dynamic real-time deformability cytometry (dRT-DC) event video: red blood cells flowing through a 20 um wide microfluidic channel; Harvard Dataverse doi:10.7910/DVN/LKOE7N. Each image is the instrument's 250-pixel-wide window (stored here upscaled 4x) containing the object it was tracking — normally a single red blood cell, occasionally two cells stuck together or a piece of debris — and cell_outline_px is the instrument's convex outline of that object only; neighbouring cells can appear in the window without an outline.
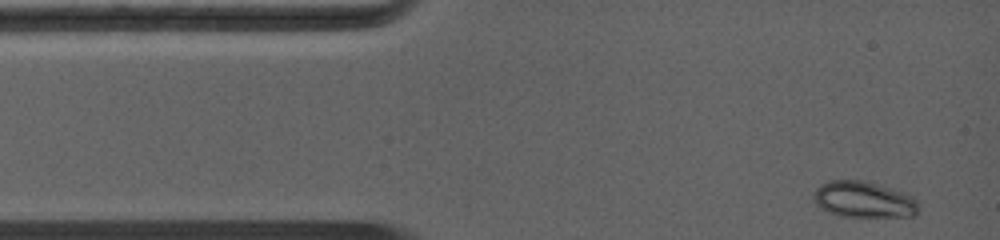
{"species": "common noctule bat (a hibernating species)", "species_latin": "Nyctalus noctula", "temperature_condition": "warm", "stored_images_in_passage": 24, "camera_frame_rate_fps": 5000, "um_per_image_px": 0.085, "animal": {"sex": "female", "body_mass_g": 19.0, "forearm_length_mm": 56.7}, "frame": {"image": 1, "passage_image": 1, "time_ms": 0.0, "image_size_px": [1000, 240], "cell_outline_px": [[916, 216], [840, 216], [828, 212], [820, 208], [816, 204], [812, 196], [816, 188], [820, 184], [828, 180], [860, 180], [892, 188], [904, 192], [916, 200]], "centroid_in_image_um": [73.35, 16.95], "position_along_channel_um": 11.7, "area_um2": 21.96}}
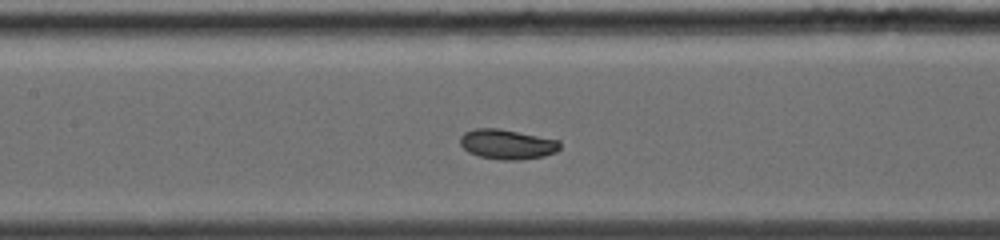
{"frame": {"image": 2, "passage_image": 15, "time_ms": 4.8, "image_size_px": [1000, 240], "cell_outline_px": [[560, 148], [556, 152], [544, 156], [520, 160], [500, 160], [480, 156], [468, 152], [460, 144], [460, 136], [464, 132], [476, 128], [496, 128], [560, 140]], "centroid_in_image_um": [43.11, 12.27], "position_along_channel_um": 164.3, "area_um2": 17.34}}
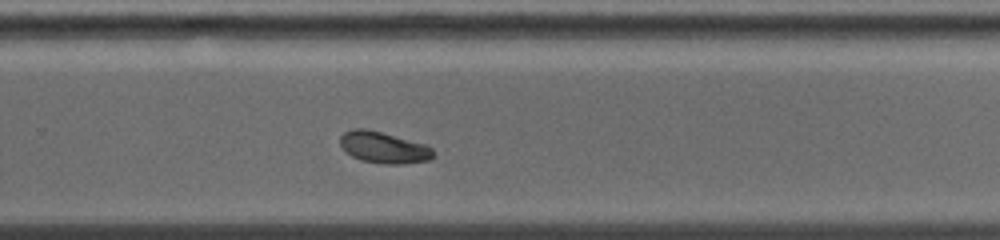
{"frame": {"image": 3, "passage_image": 24, "time_ms": 7.8, "image_size_px": [1000, 240], "cell_outline_px": [[432, 156], [428, 160], [404, 164], [384, 164], [360, 160], [352, 156], [340, 144], [340, 136], [344, 132], [352, 128], [364, 128], [428, 144], [432, 148]], "centroid_in_image_um": [32.61, 12.53], "position_along_channel_um": 297.2, "area_um2": 16.99}}